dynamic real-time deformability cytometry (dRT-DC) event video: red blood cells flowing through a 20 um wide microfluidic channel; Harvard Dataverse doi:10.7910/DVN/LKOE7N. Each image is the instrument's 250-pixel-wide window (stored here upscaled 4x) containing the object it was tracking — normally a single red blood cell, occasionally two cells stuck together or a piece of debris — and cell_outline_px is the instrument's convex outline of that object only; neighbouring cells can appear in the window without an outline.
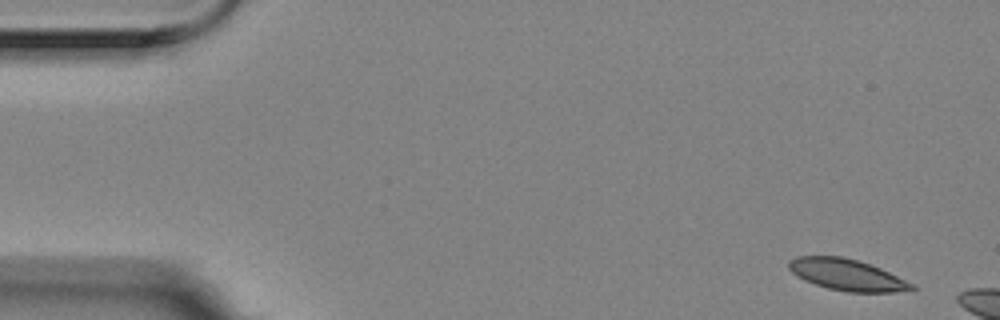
{"species": "Egyptian fruit bat (a non-hibernating species)", "species_latin": "Rousettus aegyptiacus", "temperature_condition": "room temperature", "stored_images_in_passage": 3, "camera_frame_rate_fps": 3000, "um_per_image_px": 0.085, "animal": {"sex": "female"}, "frame": {"image": 1, "passage_image": 1, "time_ms": 0.0, "image_size_px": [1000, 320], "cell_outline_px": [[920, 288], [896, 292], [848, 292], [828, 288], [804, 280], [796, 276], [788, 268], [788, 260], [796, 256], [840, 256], [856, 260], [880, 268], [916, 284]], "centroid_in_image_um": [72.01, 23.36], "position_along_channel_um": 13.0, "area_um2": 22.54}}